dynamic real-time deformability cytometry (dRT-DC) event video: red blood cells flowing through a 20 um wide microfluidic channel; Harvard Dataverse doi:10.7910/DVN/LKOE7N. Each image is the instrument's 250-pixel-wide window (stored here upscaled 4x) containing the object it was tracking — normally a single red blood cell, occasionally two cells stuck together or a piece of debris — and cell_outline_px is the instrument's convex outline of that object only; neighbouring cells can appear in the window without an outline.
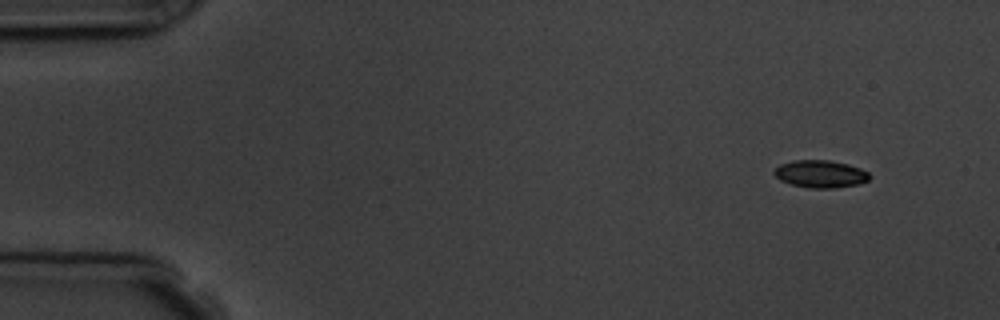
{"species": "common noctule bat (a hibernating species)", "species_latin": "Nyctalus noctula", "temperature_condition": "room temperature", "stored_images_in_passage": 4, "camera_frame_rate_fps": 3000, "um_per_image_px": 0.085, "animal": {"sex": "male", "body_mass_g": 19.5, "forearm_length_mm": 54.6}, "frame": {"image": 1, "passage_image": 1, "time_ms": 0.0, "image_size_px": [1000, 320], "cell_outline_px": [[872, 176], [868, 180], [856, 184], [832, 188], [812, 188], [792, 184], [780, 180], [772, 172], [780, 164], [792, 160], [828, 160], [848, 164], [860, 168], [868, 172]], "centroid_in_image_um": [69.73, 14.77], "position_along_channel_um": 15.3, "area_um2": 15.14}}
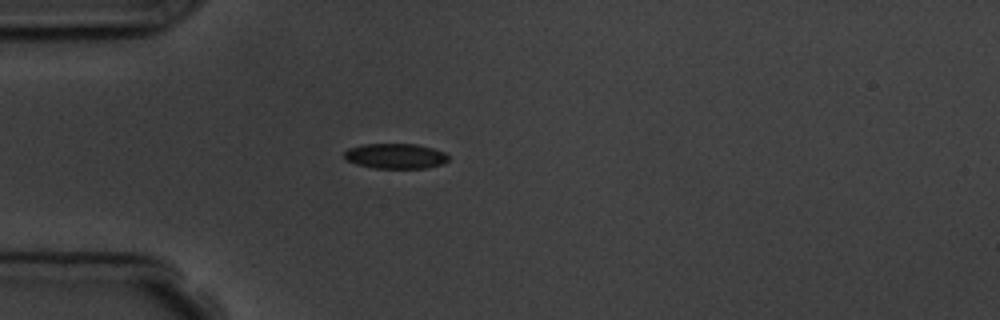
{"frame": {"image": 2, "passage_image": 4, "time_ms": 3.667, "image_size_px": [1000, 320], "cell_outline_px": [[448, 160], [444, 164], [424, 168], [372, 168], [356, 164], [344, 160], [344, 152], [348, 148], [360, 144], [416, 144], [432, 148], [444, 152], [448, 156]], "centroid_in_image_um": [33.57, 13.26], "position_along_channel_um": 51.4, "area_um2": 15.43}}